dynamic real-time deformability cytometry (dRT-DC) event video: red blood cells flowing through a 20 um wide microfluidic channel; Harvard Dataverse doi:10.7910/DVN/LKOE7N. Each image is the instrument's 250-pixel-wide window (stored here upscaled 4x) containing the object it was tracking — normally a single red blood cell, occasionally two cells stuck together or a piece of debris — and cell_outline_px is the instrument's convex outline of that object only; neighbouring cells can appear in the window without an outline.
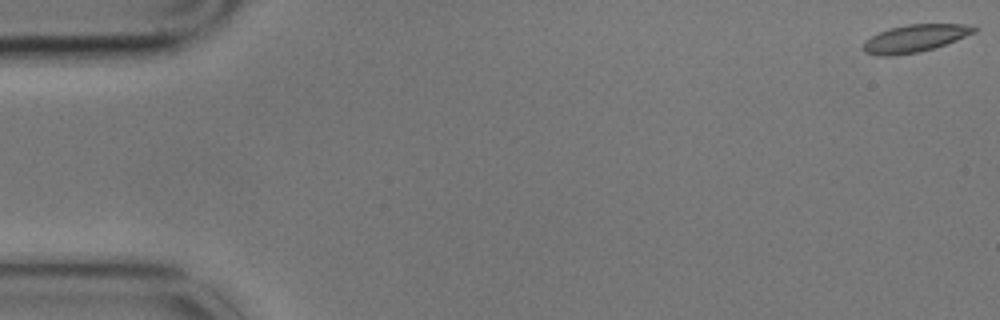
{"species": "common noctule bat (a hibernating species)", "species_latin": "Nyctalus noctula", "temperature_condition": "cold", "stored_images_in_passage": 8, "camera_frame_rate_fps": 3000, "um_per_image_px": 0.085, "animal": {"sex": "male", "body_mass_g": 17.9}, "frame": {"image": 1, "passage_image": 1, "time_ms": 0.0, "image_size_px": [1000, 320], "cell_outline_px": [[980, 28], [976, 32], [936, 48], [920, 52], [892, 56], [876, 56], [864, 52], [860, 48], [864, 40], [888, 28], [908, 24], [964, 24]], "centroid_in_image_um": [77.73, 3.27], "position_along_channel_um": 7.3, "area_um2": 18.09}}
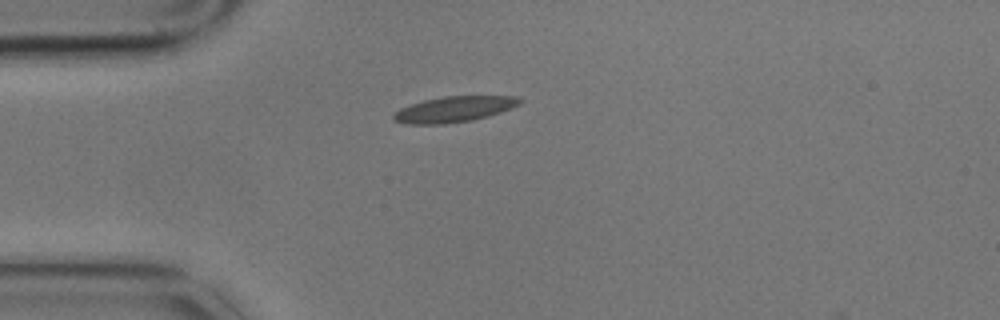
{"frame": {"image": 2, "passage_image": 5, "time_ms": 1.333, "image_size_px": [1000, 320], "cell_outline_px": [[524, 100], [520, 104], [512, 108], [488, 116], [472, 120], [444, 124], [408, 124], [392, 120], [392, 112], [400, 108], [424, 100], [444, 96], [516, 96]], "centroid_in_image_um": [38.58, 9.28], "position_along_channel_um": 46.4, "area_um2": 19.02}}
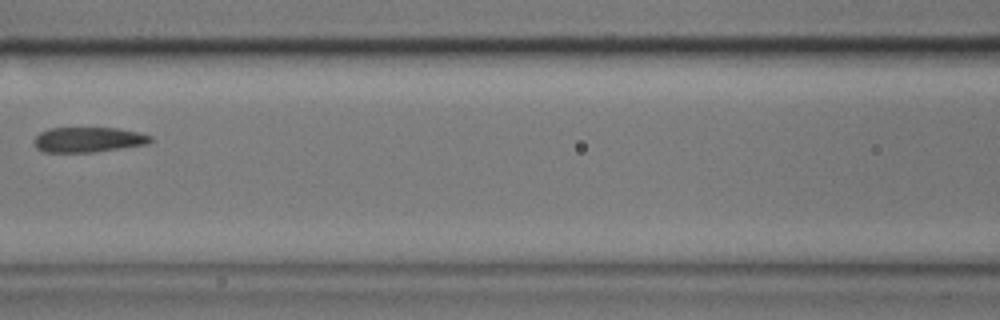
{"frame": {"image": 3, "passage_image": 8, "time_ms": 2.333, "image_size_px": [1000, 320], "cell_outline_px": [[152, 140], [148, 144], [92, 152], [40, 152], [36, 148], [32, 140], [40, 132], [48, 128], [116, 128], [136, 132], [152, 136]], "centroid_in_image_um": [7.44, 11.87], "position_along_channel_um": 159.2, "area_um2": 17.05}}